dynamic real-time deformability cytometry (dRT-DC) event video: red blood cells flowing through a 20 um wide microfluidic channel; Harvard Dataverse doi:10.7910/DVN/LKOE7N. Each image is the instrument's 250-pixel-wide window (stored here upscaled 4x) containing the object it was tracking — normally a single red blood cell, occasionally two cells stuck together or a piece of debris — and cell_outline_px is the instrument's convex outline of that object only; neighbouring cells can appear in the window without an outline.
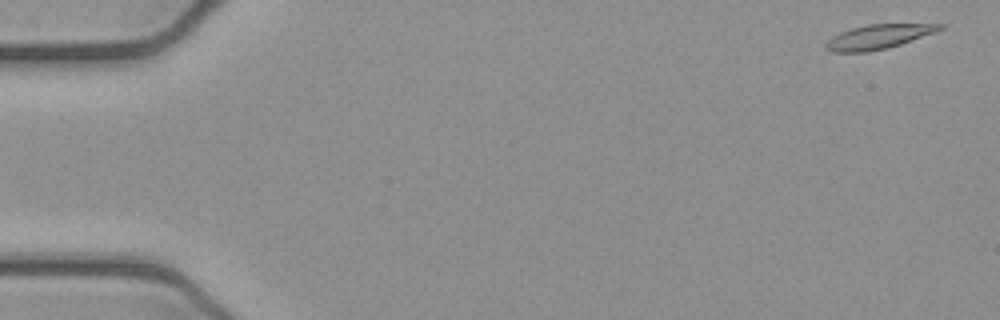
{"species": "common noctule bat (a hibernating species)", "species_latin": "Nyctalus noctula", "temperature_condition": "cold", "stored_images_in_passage": 14, "camera_frame_rate_fps": 3000, "um_per_image_px": 0.085, "animal": {"sex": "female", "body_mass_g": 21.9}, "frame": {"image": 1, "passage_image": 1, "time_ms": 0.0, "image_size_px": [1000, 320], "cell_outline_px": [[944, 28], [936, 32], [888, 48], [868, 52], [832, 52], [824, 48], [824, 44], [832, 36], [840, 32], [852, 28], [868, 24], [944, 24]], "centroid_in_image_um": [74.63, 3.13], "position_along_channel_um": 10.4, "area_um2": 16.18}}
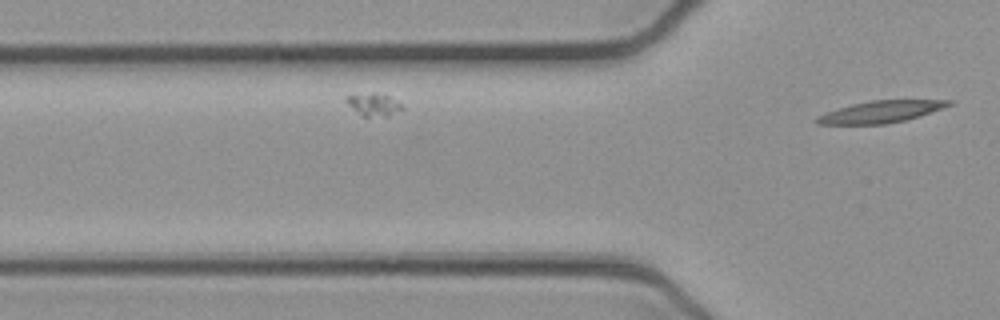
{"frame": {"image": 2, "passage_image": 14, "time_ms": 4.333, "image_size_px": [1000, 320], "cell_outline_px": [[952, 104], [920, 116], [904, 120], [884, 124], [816, 124], [812, 120], [816, 116], [824, 112], [852, 104], [872, 100], [952, 100]], "centroid_in_image_um": [74.78, 9.5], "position_along_channel_um": 51.0, "area_um2": 16.76}}